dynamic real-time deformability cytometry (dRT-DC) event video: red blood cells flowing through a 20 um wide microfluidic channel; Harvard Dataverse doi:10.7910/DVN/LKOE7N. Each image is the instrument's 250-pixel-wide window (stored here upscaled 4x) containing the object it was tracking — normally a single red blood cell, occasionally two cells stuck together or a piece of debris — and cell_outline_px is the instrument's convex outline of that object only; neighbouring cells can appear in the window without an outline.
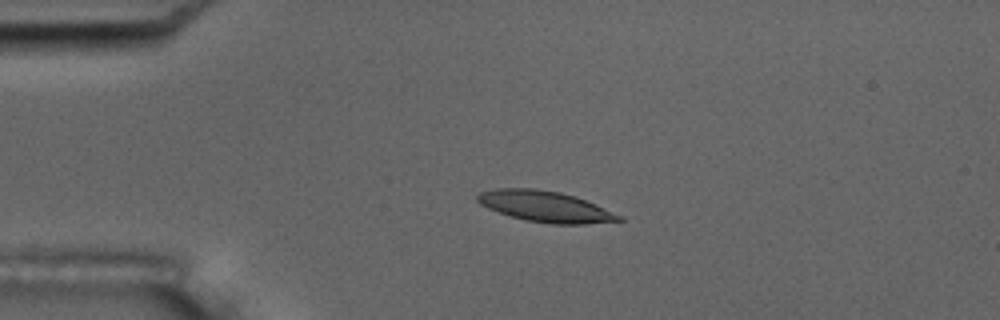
{"species": "common noctule bat (a hibernating species)", "species_latin": "Nyctalus noctula", "temperature_condition": "room temperature", "stored_images_in_passage": 4, "camera_frame_rate_fps": 3000, "um_per_image_px": 0.085, "animal": {"sex": "male", "body_mass_g": 17.5, "forearm_length_mm": 52.3}, "frame": {"image": 1, "passage_image": 3, "time_ms": 2.333, "image_size_px": [1000, 320], "cell_outline_px": [[624, 220], [584, 224], [552, 224], [524, 220], [488, 208], [480, 204], [476, 200], [476, 196], [480, 192], [496, 188], [532, 188], [560, 192], [576, 196], [624, 216]], "centroid_in_image_um": [46.36, 17.55], "position_along_channel_um": 38.6, "area_um2": 25.49}}